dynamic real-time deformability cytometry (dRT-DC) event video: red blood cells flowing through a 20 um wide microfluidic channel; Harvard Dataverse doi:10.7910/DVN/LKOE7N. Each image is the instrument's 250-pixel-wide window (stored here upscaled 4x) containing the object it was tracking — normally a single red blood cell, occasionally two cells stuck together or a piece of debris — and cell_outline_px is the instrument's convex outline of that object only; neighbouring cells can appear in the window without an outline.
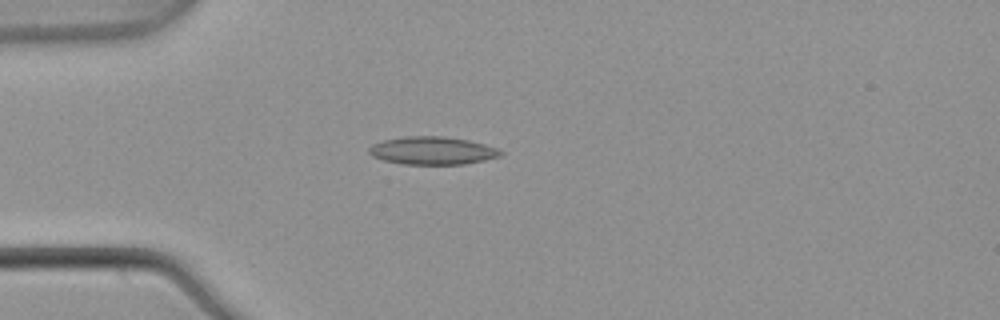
{"species": "common noctule bat (a hibernating species)", "species_latin": "Nyctalus noctula", "temperature_condition": "warm", "stored_images_in_passage": 1, "camera_frame_rate_fps": 3000, "um_per_image_px": 0.085, "animal": {"sex": "male", "body_mass_g": 21.5, "forearm_length_mm": 52.0}, "frame": {"image": 1, "passage_image": 1, "time_ms": 0.0, "image_size_px": [1000, 320], "cell_outline_px": [[504, 152], [500, 156], [484, 160], [464, 164], [404, 164], [384, 160], [372, 156], [368, 152], [368, 148], [372, 144], [384, 140], [404, 136], [444, 136], [468, 140], [484, 144], [496, 148]], "centroid_in_image_um": [36.74, 12.8], "position_along_channel_um": 48.3, "area_um2": 21.33}}